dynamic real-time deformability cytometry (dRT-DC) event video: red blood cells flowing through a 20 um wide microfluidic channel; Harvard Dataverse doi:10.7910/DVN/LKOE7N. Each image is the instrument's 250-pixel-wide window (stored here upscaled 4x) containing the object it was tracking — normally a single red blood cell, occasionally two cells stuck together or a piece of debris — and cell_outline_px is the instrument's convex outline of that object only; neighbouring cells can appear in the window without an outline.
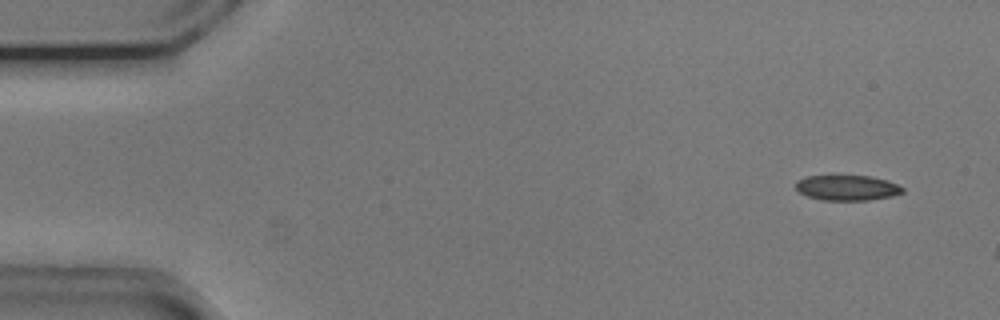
{"species": "common noctule bat (a hibernating species)", "species_latin": "Nyctalus noctula", "temperature_condition": "cold", "stored_images_in_passage": 7, "camera_frame_rate_fps": 3000, "um_per_image_px": 0.085, "animal": {"sex": "male", "body_mass_g": 20.5, "forearm_length_mm": 52.5}, "frame": {"image": 1, "passage_image": 4, "time_ms": 1.0, "image_size_px": [1000, 320], "cell_outline_px": [[904, 192], [892, 196], [868, 200], [824, 200], [808, 196], [800, 192], [796, 188], [796, 180], [804, 176], [868, 176], [888, 180], [904, 188]], "centroid_in_image_um": [72.01, 15.96], "position_along_channel_um": 13.0, "area_um2": 15.66}}